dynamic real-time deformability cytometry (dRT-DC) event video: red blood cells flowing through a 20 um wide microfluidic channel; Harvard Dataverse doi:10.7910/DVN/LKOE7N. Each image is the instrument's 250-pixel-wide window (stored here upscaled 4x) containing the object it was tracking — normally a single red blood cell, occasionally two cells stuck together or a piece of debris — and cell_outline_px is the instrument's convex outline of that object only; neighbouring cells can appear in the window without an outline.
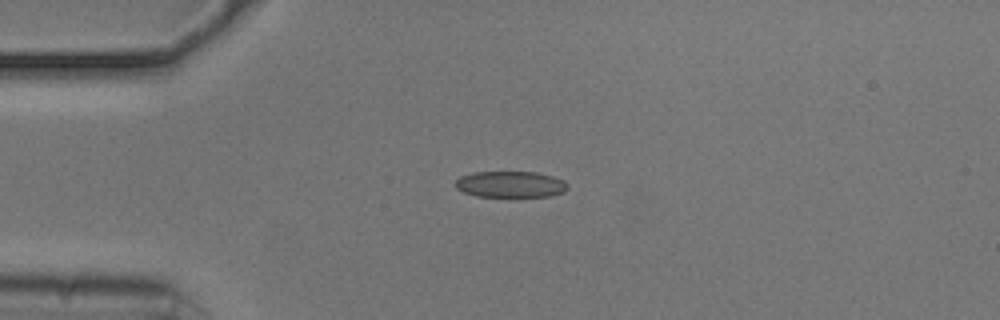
{"species": "common noctule bat (a hibernating species)", "species_latin": "Nyctalus noctula", "temperature_condition": "cold", "stored_images_in_passage": 32, "camera_frame_rate_fps": 3000, "um_per_image_px": 0.085, "animal": {"sex": "male", "body_mass_g": 20.5, "forearm_length_mm": 52.5}, "frame": {"image": 1, "passage_image": 1, "time_ms": 0.0, "image_size_px": [1000, 320], "cell_outline_px": [[568, 188], [564, 192], [548, 196], [516, 200], [476, 196], [464, 192], [456, 188], [456, 180], [460, 176], [472, 172], [536, 172], [552, 176], [564, 180], [568, 184]], "centroid_in_image_um": [43.41, 15.72], "position_along_channel_um": 41.6, "area_um2": 18.15}}
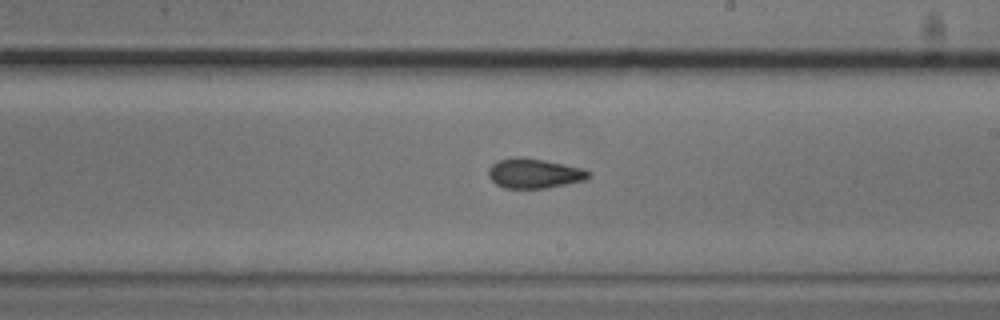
{"frame": {"image": 2, "passage_image": 19, "time_ms": 6.0, "image_size_px": [1000, 320], "cell_outline_px": [[592, 176], [584, 180], [548, 188], [504, 188], [496, 184], [488, 176], [488, 168], [492, 164], [500, 160], [512, 156], [524, 156], [564, 164], [580, 168], [588, 172]], "centroid_in_image_um": [45.36, 14.73], "position_along_channel_um": 243.6, "area_um2": 17.4}}
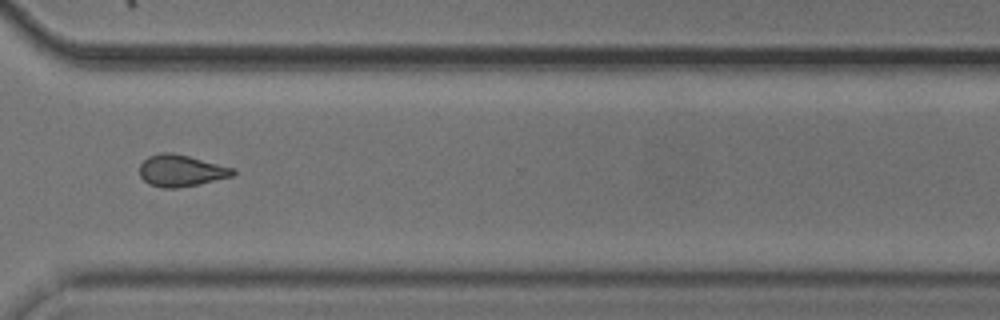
{"frame": {"image": 3, "passage_image": 28, "time_ms": 9.0, "image_size_px": [1000, 320], "cell_outline_px": [[236, 172], [232, 176], [196, 184], [176, 188], [160, 188], [148, 184], [140, 176], [140, 164], [148, 156], [160, 152], [172, 152], [236, 168]], "centroid_in_image_um": [15.37, 14.5], "position_along_channel_um": 355.2, "area_um2": 17.22}, "authors_computed_cell_mechanics": {"area_um2": 17.1955, "velocity_mm_per_s": 3.7371, "shape_relaxation_time_tau1_ms": null, "shape_relaxation_time_tau2_ms": 3.2483, "deformation_change_tau1": null, "deformation_change_tau2": 0.0887}}